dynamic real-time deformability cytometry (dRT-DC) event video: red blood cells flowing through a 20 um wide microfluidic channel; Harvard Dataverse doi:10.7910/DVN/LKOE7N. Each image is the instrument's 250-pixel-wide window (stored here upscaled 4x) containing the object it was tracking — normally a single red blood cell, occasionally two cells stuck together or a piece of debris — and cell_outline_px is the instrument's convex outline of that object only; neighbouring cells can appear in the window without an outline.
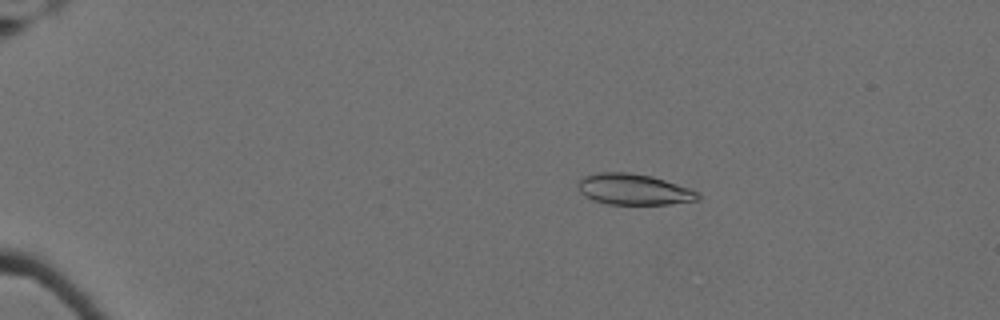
{"species": "Egyptian fruit bat (a non-hibernating species)", "species_latin": "Rousettus aegyptiacus", "temperature_condition": "cold", "stored_images_in_passage": 33, "camera_frame_rate_fps": 3000, "um_per_image_px": 0.085, "animal": {"sex": "female"}, "frame": {"image": 1, "passage_image": 12, "time_ms": 3.667, "image_size_px": [1000, 320], "cell_outline_px": [[704, 196], [700, 200], [668, 204], [608, 204], [596, 200], [580, 192], [576, 184], [584, 176], [600, 172], [628, 172], [652, 176], [700, 192]], "centroid_in_image_um": [53.92, 16.09], "position_along_channel_um": 31.1, "area_um2": 21.56}}
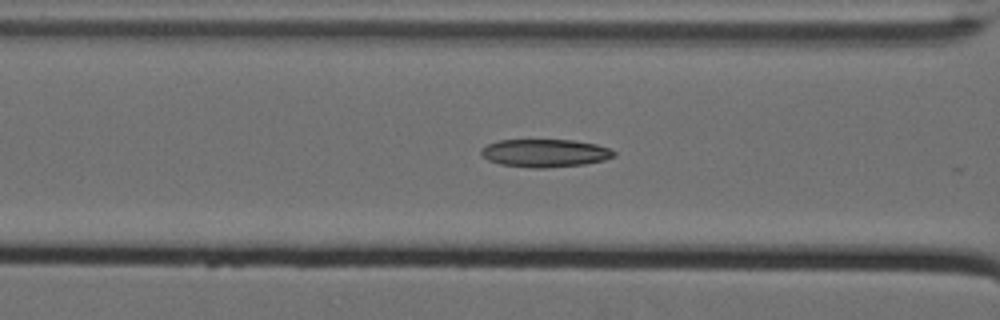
{"frame": {"image": 2, "passage_image": 27, "time_ms": 8.667, "image_size_px": [1000, 320], "cell_outline_px": [[616, 156], [604, 160], [584, 164], [544, 168], [536, 168], [500, 164], [488, 160], [480, 152], [488, 144], [500, 140], [572, 140], [596, 144], [608, 148], [616, 152]], "centroid_in_image_um": [46.36, 13.01], "position_along_channel_um": 120.2, "area_um2": 21.39}}
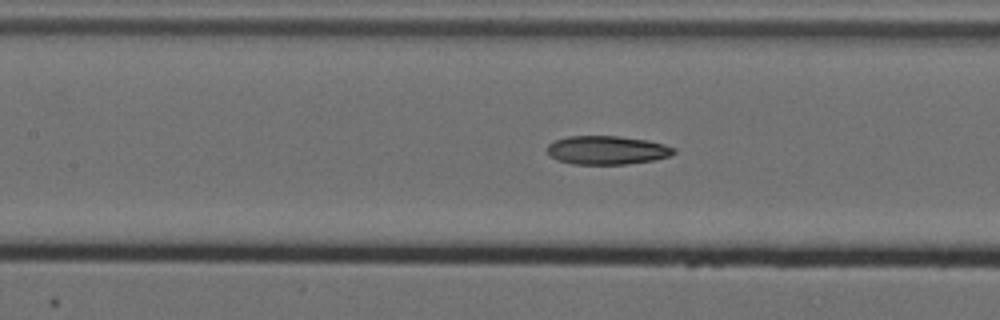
{"frame": {"image": 3, "passage_image": 30, "time_ms": 9.667, "image_size_px": [1000, 320], "cell_outline_px": [[676, 152], [672, 156], [652, 160], [628, 164], [572, 164], [556, 160], [548, 152], [548, 144], [556, 140], [568, 136], [616, 136], [648, 140], [664, 144], [676, 148]], "centroid_in_image_um": [51.63, 12.76], "position_along_channel_um": 155.8, "area_um2": 21.15}}